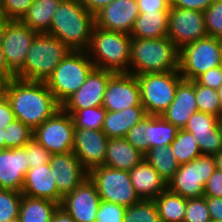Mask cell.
Here are the masks:
<instances>
[{
    "label": "cell",
    "instance_id": "obj_24",
    "mask_svg": "<svg viewBox=\"0 0 222 222\" xmlns=\"http://www.w3.org/2000/svg\"><path fill=\"white\" fill-rule=\"evenodd\" d=\"M131 183L140 199L154 200L167 189V182L143 159L129 171Z\"/></svg>",
    "mask_w": 222,
    "mask_h": 222
},
{
    "label": "cell",
    "instance_id": "obj_57",
    "mask_svg": "<svg viewBox=\"0 0 222 222\" xmlns=\"http://www.w3.org/2000/svg\"><path fill=\"white\" fill-rule=\"evenodd\" d=\"M6 82L0 78V96L4 93Z\"/></svg>",
    "mask_w": 222,
    "mask_h": 222
},
{
    "label": "cell",
    "instance_id": "obj_26",
    "mask_svg": "<svg viewBox=\"0 0 222 222\" xmlns=\"http://www.w3.org/2000/svg\"><path fill=\"white\" fill-rule=\"evenodd\" d=\"M144 159V154L137 150L126 138H108L104 166L130 171Z\"/></svg>",
    "mask_w": 222,
    "mask_h": 222
},
{
    "label": "cell",
    "instance_id": "obj_43",
    "mask_svg": "<svg viewBox=\"0 0 222 222\" xmlns=\"http://www.w3.org/2000/svg\"><path fill=\"white\" fill-rule=\"evenodd\" d=\"M24 147L26 149L29 168H36L37 166L49 163L52 154L35 139L32 138Z\"/></svg>",
    "mask_w": 222,
    "mask_h": 222
},
{
    "label": "cell",
    "instance_id": "obj_7",
    "mask_svg": "<svg viewBox=\"0 0 222 222\" xmlns=\"http://www.w3.org/2000/svg\"><path fill=\"white\" fill-rule=\"evenodd\" d=\"M141 104L147 115H161L174 100L178 84L183 80L179 70L137 75Z\"/></svg>",
    "mask_w": 222,
    "mask_h": 222
},
{
    "label": "cell",
    "instance_id": "obj_58",
    "mask_svg": "<svg viewBox=\"0 0 222 222\" xmlns=\"http://www.w3.org/2000/svg\"><path fill=\"white\" fill-rule=\"evenodd\" d=\"M218 96L220 98V102H221V105H222V86L218 89Z\"/></svg>",
    "mask_w": 222,
    "mask_h": 222
},
{
    "label": "cell",
    "instance_id": "obj_35",
    "mask_svg": "<svg viewBox=\"0 0 222 222\" xmlns=\"http://www.w3.org/2000/svg\"><path fill=\"white\" fill-rule=\"evenodd\" d=\"M123 222H162L156 203L152 199H140L126 207Z\"/></svg>",
    "mask_w": 222,
    "mask_h": 222
},
{
    "label": "cell",
    "instance_id": "obj_47",
    "mask_svg": "<svg viewBox=\"0 0 222 222\" xmlns=\"http://www.w3.org/2000/svg\"><path fill=\"white\" fill-rule=\"evenodd\" d=\"M215 0H170V7L204 12Z\"/></svg>",
    "mask_w": 222,
    "mask_h": 222
},
{
    "label": "cell",
    "instance_id": "obj_10",
    "mask_svg": "<svg viewBox=\"0 0 222 222\" xmlns=\"http://www.w3.org/2000/svg\"><path fill=\"white\" fill-rule=\"evenodd\" d=\"M215 169V156L201 154L193 161L181 164L167 182V188L184 198L203 197L204 187Z\"/></svg>",
    "mask_w": 222,
    "mask_h": 222
},
{
    "label": "cell",
    "instance_id": "obj_9",
    "mask_svg": "<svg viewBox=\"0 0 222 222\" xmlns=\"http://www.w3.org/2000/svg\"><path fill=\"white\" fill-rule=\"evenodd\" d=\"M101 200L129 207L140 200L131 183L129 171L98 166L88 172Z\"/></svg>",
    "mask_w": 222,
    "mask_h": 222
},
{
    "label": "cell",
    "instance_id": "obj_19",
    "mask_svg": "<svg viewBox=\"0 0 222 222\" xmlns=\"http://www.w3.org/2000/svg\"><path fill=\"white\" fill-rule=\"evenodd\" d=\"M138 16L136 0H113L94 15V21L96 27L130 34Z\"/></svg>",
    "mask_w": 222,
    "mask_h": 222
},
{
    "label": "cell",
    "instance_id": "obj_29",
    "mask_svg": "<svg viewBox=\"0 0 222 222\" xmlns=\"http://www.w3.org/2000/svg\"><path fill=\"white\" fill-rule=\"evenodd\" d=\"M58 203L22 194L18 219L20 222H51Z\"/></svg>",
    "mask_w": 222,
    "mask_h": 222
},
{
    "label": "cell",
    "instance_id": "obj_55",
    "mask_svg": "<svg viewBox=\"0 0 222 222\" xmlns=\"http://www.w3.org/2000/svg\"><path fill=\"white\" fill-rule=\"evenodd\" d=\"M216 169L222 171V151L215 155Z\"/></svg>",
    "mask_w": 222,
    "mask_h": 222
},
{
    "label": "cell",
    "instance_id": "obj_38",
    "mask_svg": "<svg viewBox=\"0 0 222 222\" xmlns=\"http://www.w3.org/2000/svg\"><path fill=\"white\" fill-rule=\"evenodd\" d=\"M22 193L0 188V222L18 219Z\"/></svg>",
    "mask_w": 222,
    "mask_h": 222
},
{
    "label": "cell",
    "instance_id": "obj_27",
    "mask_svg": "<svg viewBox=\"0 0 222 222\" xmlns=\"http://www.w3.org/2000/svg\"><path fill=\"white\" fill-rule=\"evenodd\" d=\"M168 25L169 11L139 13L130 36L140 39L166 37Z\"/></svg>",
    "mask_w": 222,
    "mask_h": 222
},
{
    "label": "cell",
    "instance_id": "obj_2",
    "mask_svg": "<svg viewBox=\"0 0 222 222\" xmlns=\"http://www.w3.org/2000/svg\"><path fill=\"white\" fill-rule=\"evenodd\" d=\"M94 25V15L79 0H62L46 33L57 37L71 51H87Z\"/></svg>",
    "mask_w": 222,
    "mask_h": 222
},
{
    "label": "cell",
    "instance_id": "obj_54",
    "mask_svg": "<svg viewBox=\"0 0 222 222\" xmlns=\"http://www.w3.org/2000/svg\"><path fill=\"white\" fill-rule=\"evenodd\" d=\"M11 21L12 20L8 19L2 13H0V45L3 43L6 28Z\"/></svg>",
    "mask_w": 222,
    "mask_h": 222
},
{
    "label": "cell",
    "instance_id": "obj_40",
    "mask_svg": "<svg viewBox=\"0 0 222 222\" xmlns=\"http://www.w3.org/2000/svg\"><path fill=\"white\" fill-rule=\"evenodd\" d=\"M183 222H212L205 196L200 198H187Z\"/></svg>",
    "mask_w": 222,
    "mask_h": 222
},
{
    "label": "cell",
    "instance_id": "obj_34",
    "mask_svg": "<svg viewBox=\"0 0 222 222\" xmlns=\"http://www.w3.org/2000/svg\"><path fill=\"white\" fill-rule=\"evenodd\" d=\"M64 111L72 116L75 129L102 130L106 114L103 106Z\"/></svg>",
    "mask_w": 222,
    "mask_h": 222
},
{
    "label": "cell",
    "instance_id": "obj_53",
    "mask_svg": "<svg viewBox=\"0 0 222 222\" xmlns=\"http://www.w3.org/2000/svg\"><path fill=\"white\" fill-rule=\"evenodd\" d=\"M51 222H76L62 207L58 206L52 215Z\"/></svg>",
    "mask_w": 222,
    "mask_h": 222
},
{
    "label": "cell",
    "instance_id": "obj_16",
    "mask_svg": "<svg viewBox=\"0 0 222 222\" xmlns=\"http://www.w3.org/2000/svg\"><path fill=\"white\" fill-rule=\"evenodd\" d=\"M37 33L20 20H12L8 24L2 48L6 63L15 75L23 68L27 52Z\"/></svg>",
    "mask_w": 222,
    "mask_h": 222
},
{
    "label": "cell",
    "instance_id": "obj_59",
    "mask_svg": "<svg viewBox=\"0 0 222 222\" xmlns=\"http://www.w3.org/2000/svg\"><path fill=\"white\" fill-rule=\"evenodd\" d=\"M219 45H220V50H221V60H222V37L219 38Z\"/></svg>",
    "mask_w": 222,
    "mask_h": 222
},
{
    "label": "cell",
    "instance_id": "obj_49",
    "mask_svg": "<svg viewBox=\"0 0 222 222\" xmlns=\"http://www.w3.org/2000/svg\"><path fill=\"white\" fill-rule=\"evenodd\" d=\"M10 102L7 100L5 93L0 96V128L5 127L15 120Z\"/></svg>",
    "mask_w": 222,
    "mask_h": 222
},
{
    "label": "cell",
    "instance_id": "obj_21",
    "mask_svg": "<svg viewBox=\"0 0 222 222\" xmlns=\"http://www.w3.org/2000/svg\"><path fill=\"white\" fill-rule=\"evenodd\" d=\"M27 161L25 147L0 149V188L22 192Z\"/></svg>",
    "mask_w": 222,
    "mask_h": 222
},
{
    "label": "cell",
    "instance_id": "obj_52",
    "mask_svg": "<svg viewBox=\"0 0 222 222\" xmlns=\"http://www.w3.org/2000/svg\"><path fill=\"white\" fill-rule=\"evenodd\" d=\"M0 78L6 83L16 78V75L9 69L6 63L2 45H0Z\"/></svg>",
    "mask_w": 222,
    "mask_h": 222
},
{
    "label": "cell",
    "instance_id": "obj_32",
    "mask_svg": "<svg viewBox=\"0 0 222 222\" xmlns=\"http://www.w3.org/2000/svg\"><path fill=\"white\" fill-rule=\"evenodd\" d=\"M144 159L168 182L177 172L180 164L171 146H157L149 148Z\"/></svg>",
    "mask_w": 222,
    "mask_h": 222
},
{
    "label": "cell",
    "instance_id": "obj_56",
    "mask_svg": "<svg viewBox=\"0 0 222 222\" xmlns=\"http://www.w3.org/2000/svg\"><path fill=\"white\" fill-rule=\"evenodd\" d=\"M4 129L0 128V149H5Z\"/></svg>",
    "mask_w": 222,
    "mask_h": 222
},
{
    "label": "cell",
    "instance_id": "obj_37",
    "mask_svg": "<svg viewBox=\"0 0 222 222\" xmlns=\"http://www.w3.org/2000/svg\"><path fill=\"white\" fill-rule=\"evenodd\" d=\"M3 138L5 148L24 147L33 138V130L20 120L15 119L5 127Z\"/></svg>",
    "mask_w": 222,
    "mask_h": 222
},
{
    "label": "cell",
    "instance_id": "obj_1",
    "mask_svg": "<svg viewBox=\"0 0 222 222\" xmlns=\"http://www.w3.org/2000/svg\"><path fill=\"white\" fill-rule=\"evenodd\" d=\"M4 93L15 118L32 130L51 117L61 105L45 82L15 78L6 83Z\"/></svg>",
    "mask_w": 222,
    "mask_h": 222
},
{
    "label": "cell",
    "instance_id": "obj_51",
    "mask_svg": "<svg viewBox=\"0 0 222 222\" xmlns=\"http://www.w3.org/2000/svg\"><path fill=\"white\" fill-rule=\"evenodd\" d=\"M113 0H79V2L93 15L109 5Z\"/></svg>",
    "mask_w": 222,
    "mask_h": 222
},
{
    "label": "cell",
    "instance_id": "obj_25",
    "mask_svg": "<svg viewBox=\"0 0 222 222\" xmlns=\"http://www.w3.org/2000/svg\"><path fill=\"white\" fill-rule=\"evenodd\" d=\"M147 116L143 106H133L120 111H106L102 131L108 138H125L132 126Z\"/></svg>",
    "mask_w": 222,
    "mask_h": 222
},
{
    "label": "cell",
    "instance_id": "obj_13",
    "mask_svg": "<svg viewBox=\"0 0 222 222\" xmlns=\"http://www.w3.org/2000/svg\"><path fill=\"white\" fill-rule=\"evenodd\" d=\"M102 106L111 112L142 106L137 77L129 72L113 73L109 78Z\"/></svg>",
    "mask_w": 222,
    "mask_h": 222
},
{
    "label": "cell",
    "instance_id": "obj_50",
    "mask_svg": "<svg viewBox=\"0 0 222 222\" xmlns=\"http://www.w3.org/2000/svg\"><path fill=\"white\" fill-rule=\"evenodd\" d=\"M212 222H222V198L205 196Z\"/></svg>",
    "mask_w": 222,
    "mask_h": 222
},
{
    "label": "cell",
    "instance_id": "obj_15",
    "mask_svg": "<svg viewBox=\"0 0 222 222\" xmlns=\"http://www.w3.org/2000/svg\"><path fill=\"white\" fill-rule=\"evenodd\" d=\"M184 130L194 135L202 154L215 156L222 151V119L218 116L195 111Z\"/></svg>",
    "mask_w": 222,
    "mask_h": 222
},
{
    "label": "cell",
    "instance_id": "obj_31",
    "mask_svg": "<svg viewBox=\"0 0 222 222\" xmlns=\"http://www.w3.org/2000/svg\"><path fill=\"white\" fill-rule=\"evenodd\" d=\"M162 222H183L187 198L168 188L154 199Z\"/></svg>",
    "mask_w": 222,
    "mask_h": 222
},
{
    "label": "cell",
    "instance_id": "obj_14",
    "mask_svg": "<svg viewBox=\"0 0 222 222\" xmlns=\"http://www.w3.org/2000/svg\"><path fill=\"white\" fill-rule=\"evenodd\" d=\"M101 198L95 184L86 178L72 192L62 197V207L76 222H96Z\"/></svg>",
    "mask_w": 222,
    "mask_h": 222
},
{
    "label": "cell",
    "instance_id": "obj_28",
    "mask_svg": "<svg viewBox=\"0 0 222 222\" xmlns=\"http://www.w3.org/2000/svg\"><path fill=\"white\" fill-rule=\"evenodd\" d=\"M62 0H35L20 20L36 32L45 33L50 29L55 11Z\"/></svg>",
    "mask_w": 222,
    "mask_h": 222
},
{
    "label": "cell",
    "instance_id": "obj_20",
    "mask_svg": "<svg viewBox=\"0 0 222 222\" xmlns=\"http://www.w3.org/2000/svg\"><path fill=\"white\" fill-rule=\"evenodd\" d=\"M54 169L58 193L63 197L72 192L86 178L88 171L82 166L79 159L71 152L52 154L49 161Z\"/></svg>",
    "mask_w": 222,
    "mask_h": 222
},
{
    "label": "cell",
    "instance_id": "obj_45",
    "mask_svg": "<svg viewBox=\"0 0 222 222\" xmlns=\"http://www.w3.org/2000/svg\"><path fill=\"white\" fill-rule=\"evenodd\" d=\"M195 81L202 86L218 90L222 86V66L211 68L198 76Z\"/></svg>",
    "mask_w": 222,
    "mask_h": 222
},
{
    "label": "cell",
    "instance_id": "obj_60",
    "mask_svg": "<svg viewBox=\"0 0 222 222\" xmlns=\"http://www.w3.org/2000/svg\"><path fill=\"white\" fill-rule=\"evenodd\" d=\"M7 222H20L19 219H13V220H10V221H7Z\"/></svg>",
    "mask_w": 222,
    "mask_h": 222
},
{
    "label": "cell",
    "instance_id": "obj_4",
    "mask_svg": "<svg viewBox=\"0 0 222 222\" xmlns=\"http://www.w3.org/2000/svg\"><path fill=\"white\" fill-rule=\"evenodd\" d=\"M131 36L127 33L105 30L94 25L88 56L95 68L114 73L129 72Z\"/></svg>",
    "mask_w": 222,
    "mask_h": 222
},
{
    "label": "cell",
    "instance_id": "obj_30",
    "mask_svg": "<svg viewBox=\"0 0 222 222\" xmlns=\"http://www.w3.org/2000/svg\"><path fill=\"white\" fill-rule=\"evenodd\" d=\"M178 128L161 115L146 116V141L149 148L170 146L175 140Z\"/></svg>",
    "mask_w": 222,
    "mask_h": 222
},
{
    "label": "cell",
    "instance_id": "obj_5",
    "mask_svg": "<svg viewBox=\"0 0 222 222\" xmlns=\"http://www.w3.org/2000/svg\"><path fill=\"white\" fill-rule=\"evenodd\" d=\"M70 51L57 37L39 32L34 36L23 68L16 78L45 82Z\"/></svg>",
    "mask_w": 222,
    "mask_h": 222
},
{
    "label": "cell",
    "instance_id": "obj_42",
    "mask_svg": "<svg viewBox=\"0 0 222 222\" xmlns=\"http://www.w3.org/2000/svg\"><path fill=\"white\" fill-rule=\"evenodd\" d=\"M126 207L101 200L96 222H123Z\"/></svg>",
    "mask_w": 222,
    "mask_h": 222
},
{
    "label": "cell",
    "instance_id": "obj_36",
    "mask_svg": "<svg viewBox=\"0 0 222 222\" xmlns=\"http://www.w3.org/2000/svg\"><path fill=\"white\" fill-rule=\"evenodd\" d=\"M195 99L198 111L215 115L222 119V105L218 90L202 86L195 81Z\"/></svg>",
    "mask_w": 222,
    "mask_h": 222
},
{
    "label": "cell",
    "instance_id": "obj_11",
    "mask_svg": "<svg viewBox=\"0 0 222 222\" xmlns=\"http://www.w3.org/2000/svg\"><path fill=\"white\" fill-rule=\"evenodd\" d=\"M74 121L62 108L33 130V139L51 154L67 153L73 150Z\"/></svg>",
    "mask_w": 222,
    "mask_h": 222
},
{
    "label": "cell",
    "instance_id": "obj_3",
    "mask_svg": "<svg viewBox=\"0 0 222 222\" xmlns=\"http://www.w3.org/2000/svg\"><path fill=\"white\" fill-rule=\"evenodd\" d=\"M179 69V49L166 36L162 38H132L129 73L170 72Z\"/></svg>",
    "mask_w": 222,
    "mask_h": 222
},
{
    "label": "cell",
    "instance_id": "obj_46",
    "mask_svg": "<svg viewBox=\"0 0 222 222\" xmlns=\"http://www.w3.org/2000/svg\"><path fill=\"white\" fill-rule=\"evenodd\" d=\"M204 196L222 198V171L215 169L209 177L204 187Z\"/></svg>",
    "mask_w": 222,
    "mask_h": 222
},
{
    "label": "cell",
    "instance_id": "obj_8",
    "mask_svg": "<svg viewBox=\"0 0 222 222\" xmlns=\"http://www.w3.org/2000/svg\"><path fill=\"white\" fill-rule=\"evenodd\" d=\"M222 66L219 38L206 36L179 50V73L193 81L211 68Z\"/></svg>",
    "mask_w": 222,
    "mask_h": 222
},
{
    "label": "cell",
    "instance_id": "obj_18",
    "mask_svg": "<svg viewBox=\"0 0 222 222\" xmlns=\"http://www.w3.org/2000/svg\"><path fill=\"white\" fill-rule=\"evenodd\" d=\"M107 141L102 130L75 129L72 152L89 172L105 164Z\"/></svg>",
    "mask_w": 222,
    "mask_h": 222
},
{
    "label": "cell",
    "instance_id": "obj_33",
    "mask_svg": "<svg viewBox=\"0 0 222 222\" xmlns=\"http://www.w3.org/2000/svg\"><path fill=\"white\" fill-rule=\"evenodd\" d=\"M170 146L180 165L191 162L202 154L194 135L184 129L178 130L176 138Z\"/></svg>",
    "mask_w": 222,
    "mask_h": 222
},
{
    "label": "cell",
    "instance_id": "obj_48",
    "mask_svg": "<svg viewBox=\"0 0 222 222\" xmlns=\"http://www.w3.org/2000/svg\"><path fill=\"white\" fill-rule=\"evenodd\" d=\"M139 13L169 11L170 0H136Z\"/></svg>",
    "mask_w": 222,
    "mask_h": 222
},
{
    "label": "cell",
    "instance_id": "obj_12",
    "mask_svg": "<svg viewBox=\"0 0 222 222\" xmlns=\"http://www.w3.org/2000/svg\"><path fill=\"white\" fill-rule=\"evenodd\" d=\"M206 36L203 12L170 7L167 37L179 50Z\"/></svg>",
    "mask_w": 222,
    "mask_h": 222
},
{
    "label": "cell",
    "instance_id": "obj_23",
    "mask_svg": "<svg viewBox=\"0 0 222 222\" xmlns=\"http://www.w3.org/2000/svg\"><path fill=\"white\" fill-rule=\"evenodd\" d=\"M197 109L195 99V80H182L175 91L174 100L161 116L178 129H184Z\"/></svg>",
    "mask_w": 222,
    "mask_h": 222
},
{
    "label": "cell",
    "instance_id": "obj_17",
    "mask_svg": "<svg viewBox=\"0 0 222 222\" xmlns=\"http://www.w3.org/2000/svg\"><path fill=\"white\" fill-rule=\"evenodd\" d=\"M113 73L109 70L94 68L84 84L61 104V108L63 110H80L102 106L104 93Z\"/></svg>",
    "mask_w": 222,
    "mask_h": 222
},
{
    "label": "cell",
    "instance_id": "obj_6",
    "mask_svg": "<svg viewBox=\"0 0 222 222\" xmlns=\"http://www.w3.org/2000/svg\"><path fill=\"white\" fill-rule=\"evenodd\" d=\"M94 68L87 51H70L57 65L45 84L61 105L84 84Z\"/></svg>",
    "mask_w": 222,
    "mask_h": 222
},
{
    "label": "cell",
    "instance_id": "obj_41",
    "mask_svg": "<svg viewBox=\"0 0 222 222\" xmlns=\"http://www.w3.org/2000/svg\"><path fill=\"white\" fill-rule=\"evenodd\" d=\"M35 0H0V13L10 20H21Z\"/></svg>",
    "mask_w": 222,
    "mask_h": 222
},
{
    "label": "cell",
    "instance_id": "obj_39",
    "mask_svg": "<svg viewBox=\"0 0 222 222\" xmlns=\"http://www.w3.org/2000/svg\"><path fill=\"white\" fill-rule=\"evenodd\" d=\"M208 36L222 37V0H215L204 12Z\"/></svg>",
    "mask_w": 222,
    "mask_h": 222
},
{
    "label": "cell",
    "instance_id": "obj_44",
    "mask_svg": "<svg viewBox=\"0 0 222 222\" xmlns=\"http://www.w3.org/2000/svg\"><path fill=\"white\" fill-rule=\"evenodd\" d=\"M145 137L146 117L142 119L139 123L132 126L125 136L126 140L131 143L142 154H145L149 149V145L147 144Z\"/></svg>",
    "mask_w": 222,
    "mask_h": 222
},
{
    "label": "cell",
    "instance_id": "obj_22",
    "mask_svg": "<svg viewBox=\"0 0 222 222\" xmlns=\"http://www.w3.org/2000/svg\"><path fill=\"white\" fill-rule=\"evenodd\" d=\"M54 169L50 163L27 170L22 194L33 198H44L60 205L62 196L58 193Z\"/></svg>",
    "mask_w": 222,
    "mask_h": 222
}]
</instances>
